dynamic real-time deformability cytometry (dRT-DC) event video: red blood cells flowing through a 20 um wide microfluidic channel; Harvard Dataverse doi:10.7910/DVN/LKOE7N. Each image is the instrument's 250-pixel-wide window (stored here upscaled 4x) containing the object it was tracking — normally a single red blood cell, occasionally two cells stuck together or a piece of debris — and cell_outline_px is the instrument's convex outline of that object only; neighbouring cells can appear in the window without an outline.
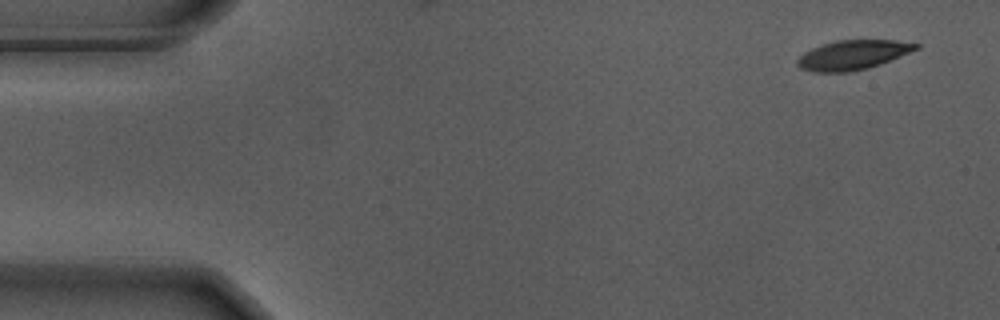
{"species": "Egyptian fruit bat (a non-hibernating species)", "species_latin": "Rousettus aegyptiacus", "temperature_condition": "warm", "stored_images_in_passage": 20, "camera_frame_rate_fps": 3000, "um_per_image_px": 0.085, "animal": {"sex": "male"}, "frame": {"image": 1, "passage_image": 1, "time_ms": 0.0, "image_size_px": [1000, 320], "cell_outline_px": [[920, 48], [880, 64], [868, 68], [848, 72], [812, 72], [800, 68], [796, 64], [796, 60], [804, 52], [820, 44], [836, 40], [896, 40], [920, 44]], "centroid_in_image_um": [72.46, 4.66], "position_along_channel_um": 12.5, "area_um2": 20.46}}
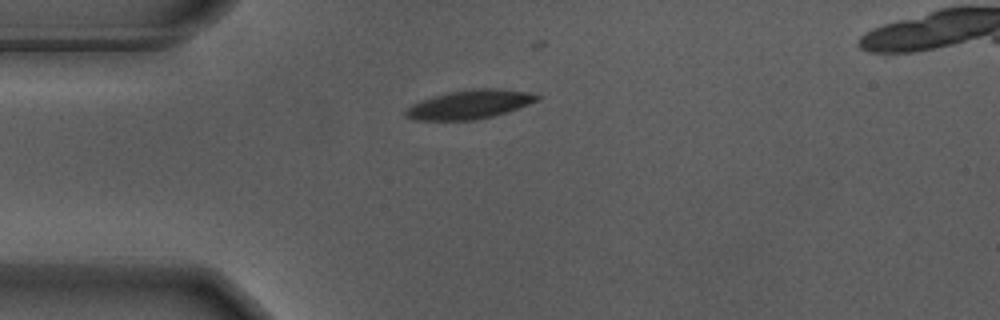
{"frame": {"image": 2, "passage_image": 12, "time_ms": 3.667, "image_size_px": [1000, 320], "cell_outline_px": [[540, 100], [492, 116], [476, 120], [412, 120], [404, 116], [404, 112], [412, 104], [420, 100], [432, 96], [448, 92], [472, 88], [492, 88], [528, 92], [540, 96]], "centroid_in_image_um": [39.86, 8.87], "position_along_channel_um": 45.1, "area_um2": 22.02}}
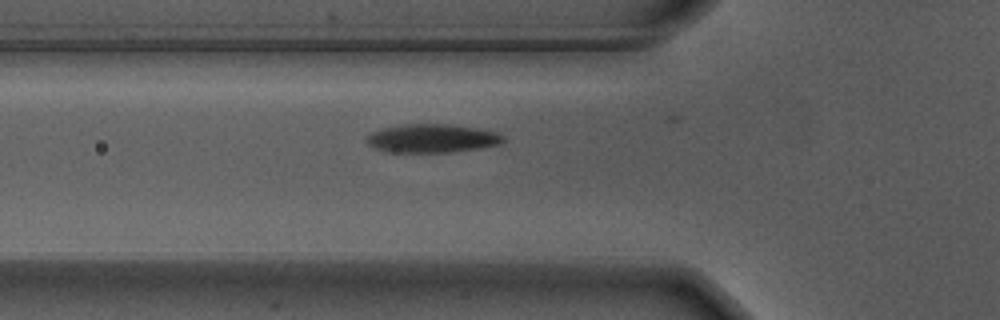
{"frame": {"image": 3, "passage_image": 17, "time_ms": 5.333, "image_size_px": [1000, 320], "cell_outline_px": [[504, 140], [500, 144], [480, 148], [448, 152], [388, 152], [376, 148], [368, 144], [364, 140], [372, 132], [380, 128], [404, 124], [448, 124], [476, 128], [496, 132], [504, 136]], "centroid_in_image_um": [36.7, 11.76], "position_along_channel_um": 89.1, "area_um2": 22.66}}